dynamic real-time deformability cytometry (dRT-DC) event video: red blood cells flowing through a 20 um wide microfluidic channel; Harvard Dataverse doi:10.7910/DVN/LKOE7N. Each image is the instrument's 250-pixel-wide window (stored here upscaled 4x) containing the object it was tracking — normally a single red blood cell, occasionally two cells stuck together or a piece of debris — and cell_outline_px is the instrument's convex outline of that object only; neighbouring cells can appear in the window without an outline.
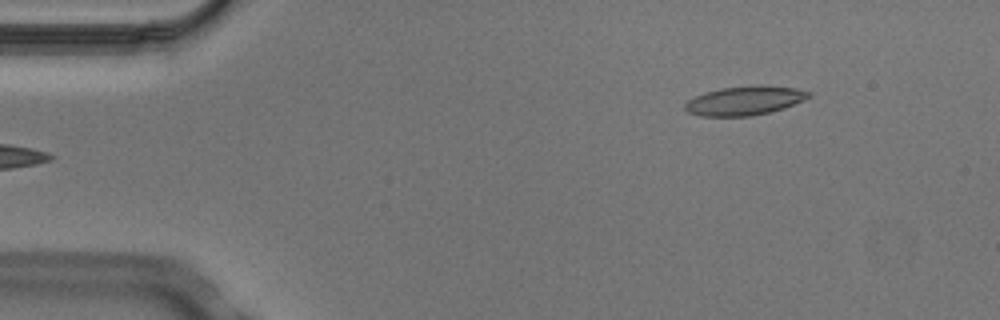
{"species": "Egyptian fruit bat (a non-hibernating species)", "species_latin": "Rousettus aegyptiacus", "temperature_condition": "cold", "stored_images_in_passage": 2, "camera_frame_rate_fps": 3000, "um_per_image_px": 0.085, "animal": {"sex": "male"}, "frame": {"image": 1, "passage_image": 2, "time_ms": 0.333, "image_size_px": [1000, 320], "cell_outline_px": [[812, 96], [804, 100], [784, 108], [772, 112], [752, 116], [700, 116], [688, 112], [684, 108], [684, 104], [688, 100], [704, 92], [720, 88], [796, 88], [812, 92]], "centroid_in_image_um": [63.26, 8.61], "position_along_channel_um": 21.7, "area_um2": 20.17}}